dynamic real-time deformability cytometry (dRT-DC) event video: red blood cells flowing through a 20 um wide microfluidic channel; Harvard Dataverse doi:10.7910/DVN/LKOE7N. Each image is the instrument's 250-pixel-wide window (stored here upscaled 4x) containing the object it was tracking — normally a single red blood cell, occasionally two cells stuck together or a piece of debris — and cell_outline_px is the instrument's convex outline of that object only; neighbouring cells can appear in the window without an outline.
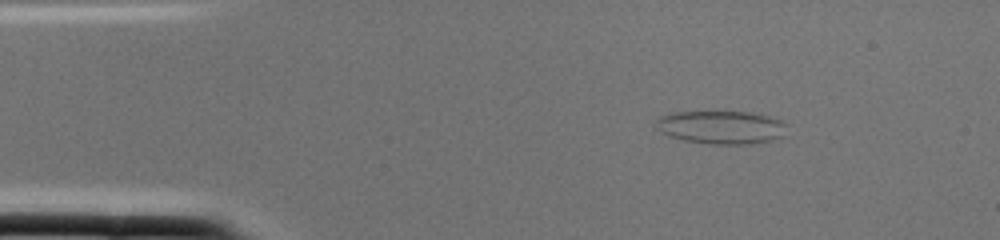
{"species": "common noctule bat (a hibernating species)", "species_latin": "Nyctalus noctula", "temperature_condition": "cold", "stored_images_in_passage": 1, "camera_frame_rate_fps": 3000, "um_per_image_px": 0.085, "animal": {"sex": "female", "body_mass_g": 22.0, "forearm_length_mm": 56.7}, "frame": {"image": 1, "passage_image": 1, "time_ms": 0.0, "image_size_px": [1000, 240], "cell_outline_px": [[784, 136], [772, 140], [752, 144], [708, 144], [684, 140], [668, 136], [660, 132], [656, 128], [656, 120], [660, 116], [672, 112], [752, 112], [768, 116], [780, 120], [784, 124]], "centroid_in_image_um": [61.26, 10.82], "position_along_channel_um": 23.7, "area_um2": 25.37}}